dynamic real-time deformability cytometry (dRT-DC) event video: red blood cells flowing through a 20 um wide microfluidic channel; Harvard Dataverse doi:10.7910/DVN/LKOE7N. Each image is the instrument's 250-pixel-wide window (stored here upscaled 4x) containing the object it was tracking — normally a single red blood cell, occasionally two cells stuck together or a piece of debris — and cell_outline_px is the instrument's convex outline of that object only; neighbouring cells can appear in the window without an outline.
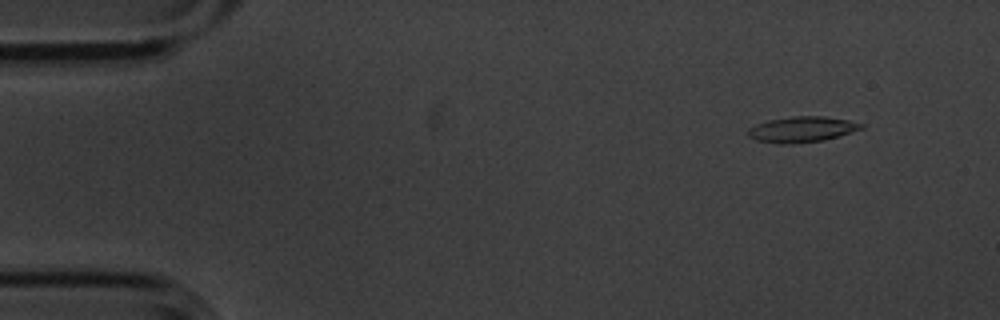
{"species": "common noctule bat (a hibernating species)", "species_latin": "Nyctalus noctula", "temperature_condition": "cold", "stored_images_in_passage": 4, "camera_frame_rate_fps": 3000, "um_per_image_px": 0.085, "animal": {"sex": "male", "body_mass_g": 20.1, "forearm_length_mm": 53.5}, "frame": {"image": 1, "passage_image": 1, "time_ms": 0.0, "image_size_px": [1000, 320], "cell_outline_px": [[864, 128], [824, 140], [792, 144], [784, 144], [756, 140], [748, 136], [748, 128], [756, 124], [768, 120], [792, 116], [824, 116], [848, 120], [864, 124]], "centroid_in_image_um": [68.15, 10.99], "position_along_channel_um": 16.9, "area_um2": 16.88}}
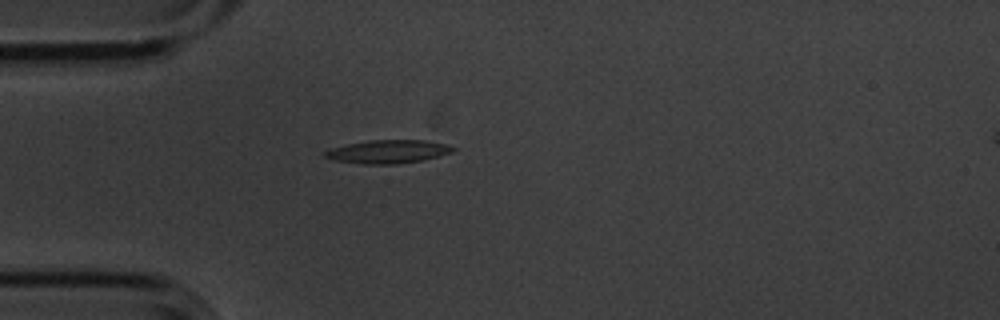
{"frame": {"image": 2, "passage_image": 4, "time_ms": 1.0, "image_size_px": [1000, 320], "cell_outline_px": [[456, 148], [452, 152], [440, 156], [420, 160], [396, 164], [364, 164], [336, 160], [324, 156], [324, 152], [332, 148], [348, 144], [368, 140], [424, 140], [448, 144]], "centroid_in_image_um": [33.02, 12.88], "position_along_channel_um": 52.0, "area_um2": 17.22}}